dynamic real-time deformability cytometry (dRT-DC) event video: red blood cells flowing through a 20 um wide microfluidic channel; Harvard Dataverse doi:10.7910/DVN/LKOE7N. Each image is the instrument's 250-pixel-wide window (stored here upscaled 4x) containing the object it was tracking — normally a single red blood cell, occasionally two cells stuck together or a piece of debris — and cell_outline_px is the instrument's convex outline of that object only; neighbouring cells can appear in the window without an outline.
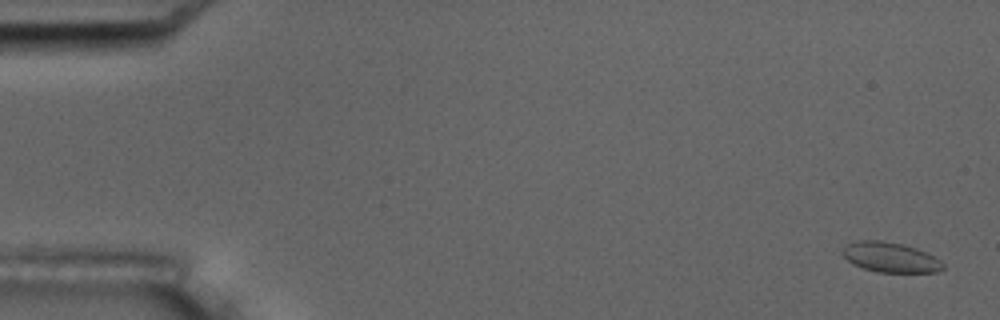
{"species": "common noctule bat (a hibernating species)", "species_latin": "Nyctalus noctula", "temperature_condition": "room temperature", "stored_images_in_passage": 13, "camera_frame_rate_fps": 3000, "um_per_image_px": 0.085, "animal": {"sex": "male", "body_mass_g": 17.5, "forearm_length_mm": 52.3}, "frame": {"image": 1, "passage_image": 1, "time_ms": 0.0, "image_size_px": [1000, 320], "cell_outline_px": [[944, 268], [940, 272], [876, 272], [852, 264], [840, 252], [848, 244], [856, 240], [880, 240], [904, 244], [928, 252], [940, 260], [944, 264]], "centroid_in_image_um": [75.7, 21.86], "position_along_channel_um": 9.3, "area_um2": 17.74}}
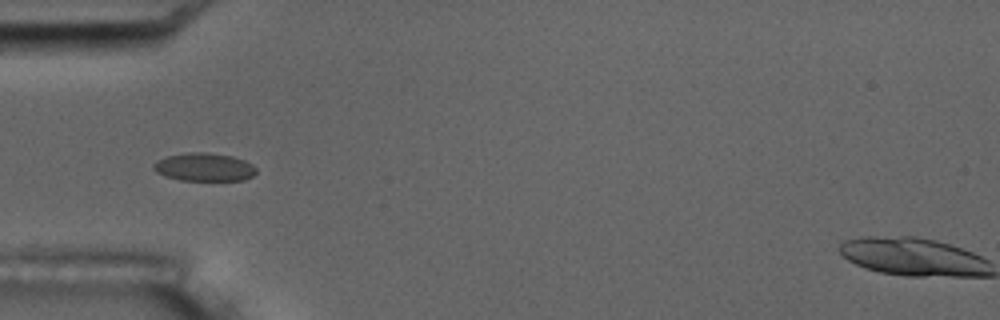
{"frame": {"image": 2, "passage_image": 6, "time_ms": 5.667, "image_size_px": [1000, 320], "cell_outline_px": [[256, 172], [252, 176], [244, 180], [180, 180], [164, 176], [156, 172], [152, 168], [152, 164], [156, 160], [168, 156], [188, 152], [204, 152], [232, 156], [244, 160], [252, 164], [256, 168]], "centroid_in_image_um": [17.33, 14.2], "position_along_channel_um": 67.7, "area_um2": 16.88}}